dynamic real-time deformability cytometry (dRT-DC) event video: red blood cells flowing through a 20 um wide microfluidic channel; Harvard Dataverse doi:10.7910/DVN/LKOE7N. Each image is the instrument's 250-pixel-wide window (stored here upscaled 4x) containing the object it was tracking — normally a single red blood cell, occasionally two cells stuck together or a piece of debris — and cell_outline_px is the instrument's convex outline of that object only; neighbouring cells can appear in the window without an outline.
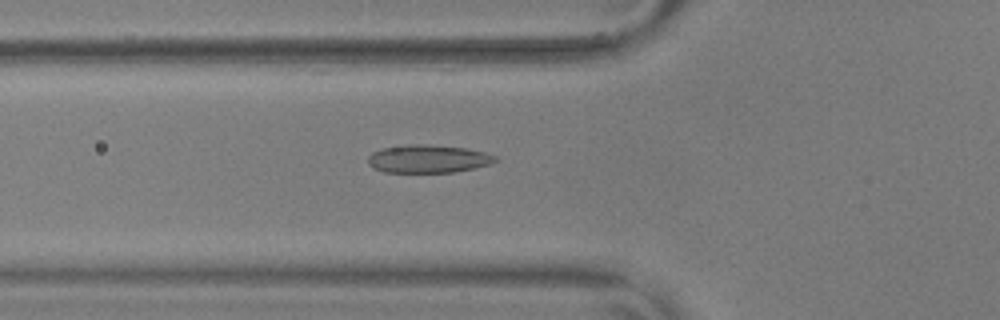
{"species": "common noctule bat (a hibernating species)", "species_latin": "Nyctalus noctula", "temperature_condition": "warm", "stored_images_in_passage": 56, "camera_frame_rate_fps": 3000, "um_per_image_px": 0.085, "animal": {"sex": "male", "body_mass_g": 17.9, "forearm_length_mm": 54.2}, "frame": {"image": 1, "passage_image": 21, "time_ms": 6.667, "image_size_px": [1000, 320], "cell_outline_px": [[500, 160], [492, 164], [452, 172], [384, 172], [368, 164], [368, 156], [372, 152], [380, 148], [404, 144], [428, 144], [464, 148], [484, 152], [496, 156]], "centroid_in_image_um": [36.38, 13.49], "position_along_channel_um": 89.4, "area_um2": 20.87}}
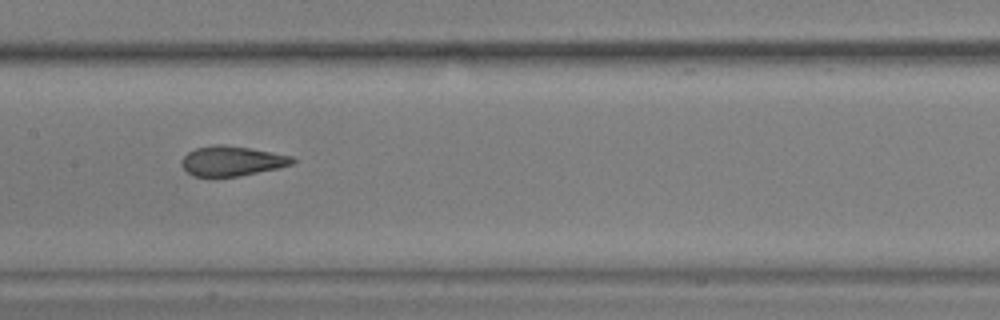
{"frame": {"image": 2, "passage_image": 29, "time_ms": 9.333, "image_size_px": [1000, 320], "cell_outline_px": [[296, 160], [292, 164], [276, 168], [240, 176], [192, 176], [184, 168], [180, 160], [188, 152], [196, 148], [216, 144], [224, 144], [272, 152], [292, 156]], "centroid_in_image_um": [19.69, 13.67], "position_along_channel_um": 187.7, "area_um2": 19.07}}
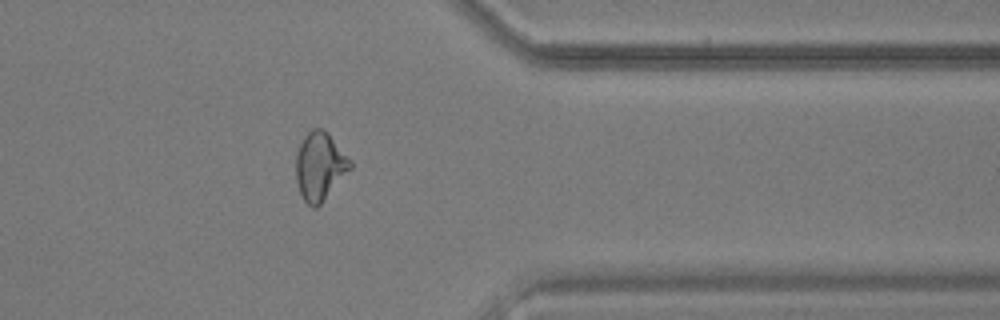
{"frame": {"image": 3, "passage_image": 46, "time_ms": 15.0, "image_size_px": [1000, 320], "cell_outline_px": [[352, 168], [320, 204], [316, 208], [312, 208], [304, 200], [300, 192], [296, 180], [296, 152], [304, 136], [312, 128], [324, 128], [328, 132], [352, 160]], "centroid_in_image_um": [27.2, 14.1], "position_along_channel_um": 384.2, "area_um2": 21.68}, "authors_computed_cell_mechanics": {"area_um2": 20.1144, "velocity_mm_per_s": 3.65, "shape_relaxation_time_tau1_ms": 5.4596, "shape_relaxation_time_tau2_ms": 1.1089, "deformation_change_tau1": 0.1628, "deformation_change_tau2": 0.086}}